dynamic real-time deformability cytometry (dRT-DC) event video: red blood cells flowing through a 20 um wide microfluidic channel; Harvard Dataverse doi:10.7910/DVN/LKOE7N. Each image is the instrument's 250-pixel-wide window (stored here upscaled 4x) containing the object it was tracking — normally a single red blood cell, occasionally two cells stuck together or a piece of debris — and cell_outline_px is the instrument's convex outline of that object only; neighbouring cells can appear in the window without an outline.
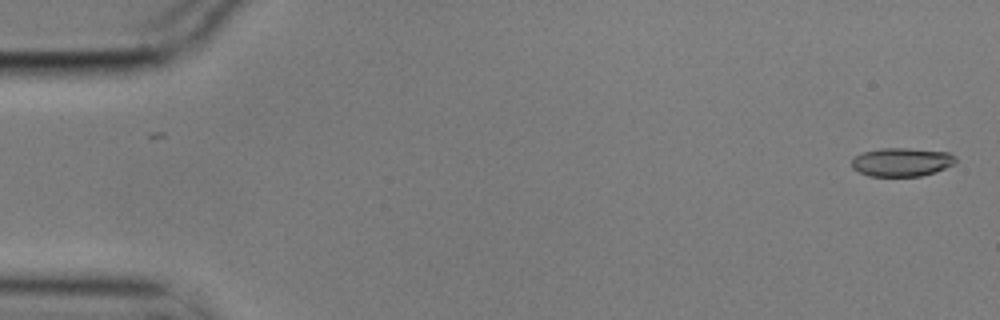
{"species": "common noctule bat (a hibernating species)", "species_latin": "Nyctalus noctula", "temperature_condition": "cold", "stored_images_in_passage": 2, "camera_frame_rate_fps": 3000, "um_per_image_px": 0.085, "animal": {"sex": "male", "body_mass_g": 17.9}, "frame": {"image": 1, "passage_image": 2, "time_ms": 0.333, "image_size_px": [1000, 320], "cell_outline_px": [[956, 160], [952, 164], [944, 168], [920, 176], [868, 176], [852, 168], [852, 160], [856, 156], [864, 152], [880, 148], [908, 148], [948, 152], [956, 156]], "centroid_in_image_um": [76.63, 13.77], "position_along_channel_um": 8.4, "area_um2": 17.11}}